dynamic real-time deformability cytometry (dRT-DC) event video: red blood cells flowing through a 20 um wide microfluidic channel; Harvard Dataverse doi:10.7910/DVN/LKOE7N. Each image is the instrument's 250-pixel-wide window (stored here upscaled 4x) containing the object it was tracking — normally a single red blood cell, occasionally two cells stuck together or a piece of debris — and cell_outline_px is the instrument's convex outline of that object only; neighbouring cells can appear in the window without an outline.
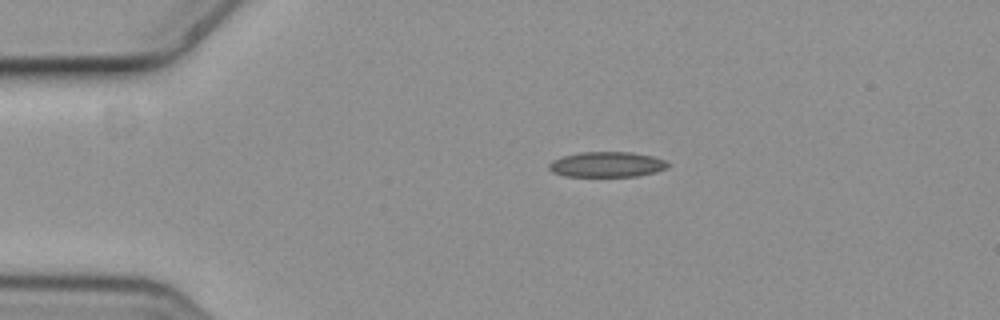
{"species": "common noctule bat (a hibernating species)", "species_latin": "Nyctalus noctula", "temperature_condition": "cold", "stored_images_in_passage": 5, "camera_frame_rate_fps": 3000, "um_per_image_px": 0.085, "animal": {"sex": "female", "body_mass_g": 19.3, "forearm_length_mm": 54.1}, "frame": {"image": 1, "passage_image": 5, "time_ms": 1.333, "image_size_px": [1000, 320], "cell_outline_px": [[668, 164], [664, 168], [656, 172], [636, 176], [564, 176], [552, 172], [548, 168], [548, 164], [552, 160], [560, 156], [580, 152], [632, 152], [652, 156], [668, 160]], "centroid_in_image_um": [51.54, 13.97], "position_along_channel_um": 33.5, "area_um2": 17.63}}